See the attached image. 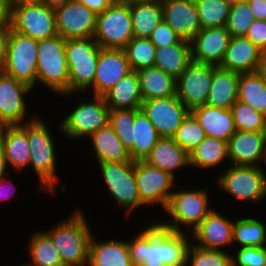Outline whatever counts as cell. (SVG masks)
Listing matches in <instances>:
<instances>
[{"label": "cell", "mask_w": 266, "mask_h": 266, "mask_svg": "<svg viewBox=\"0 0 266 266\" xmlns=\"http://www.w3.org/2000/svg\"><path fill=\"white\" fill-rule=\"evenodd\" d=\"M8 42V26L0 27V72H2L6 60Z\"/></svg>", "instance_id": "cell-51"}, {"label": "cell", "mask_w": 266, "mask_h": 266, "mask_svg": "<svg viewBox=\"0 0 266 266\" xmlns=\"http://www.w3.org/2000/svg\"><path fill=\"white\" fill-rule=\"evenodd\" d=\"M153 1H162V0H128V4H136V3H143V2H153Z\"/></svg>", "instance_id": "cell-58"}, {"label": "cell", "mask_w": 266, "mask_h": 266, "mask_svg": "<svg viewBox=\"0 0 266 266\" xmlns=\"http://www.w3.org/2000/svg\"><path fill=\"white\" fill-rule=\"evenodd\" d=\"M9 26L37 41L58 35L55 12L43 3L10 4Z\"/></svg>", "instance_id": "cell-11"}, {"label": "cell", "mask_w": 266, "mask_h": 266, "mask_svg": "<svg viewBox=\"0 0 266 266\" xmlns=\"http://www.w3.org/2000/svg\"><path fill=\"white\" fill-rule=\"evenodd\" d=\"M100 48L93 37L66 40L69 81L68 94H62V97L81 94L93 87Z\"/></svg>", "instance_id": "cell-6"}, {"label": "cell", "mask_w": 266, "mask_h": 266, "mask_svg": "<svg viewBox=\"0 0 266 266\" xmlns=\"http://www.w3.org/2000/svg\"><path fill=\"white\" fill-rule=\"evenodd\" d=\"M98 241L93 234L87 266H133L126 240Z\"/></svg>", "instance_id": "cell-28"}, {"label": "cell", "mask_w": 266, "mask_h": 266, "mask_svg": "<svg viewBox=\"0 0 266 266\" xmlns=\"http://www.w3.org/2000/svg\"><path fill=\"white\" fill-rule=\"evenodd\" d=\"M225 214H220L215 208L191 233L195 245L209 250L224 251V247L233 244V223ZM198 243V244H197ZM223 248V249H222Z\"/></svg>", "instance_id": "cell-20"}, {"label": "cell", "mask_w": 266, "mask_h": 266, "mask_svg": "<svg viewBox=\"0 0 266 266\" xmlns=\"http://www.w3.org/2000/svg\"><path fill=\"white\" fill-rule=\"evenodd\" d=\"M230 110L236 130L266 131V117L248 104L237 100Z\"/></svg>", "instance_id": "cell-41"}, {"label": "cell", "mask_w": 266, "mask_h": 266, "mask_svg": "<svg viewBox=\"0 0 266 266\" xmlns=\"http://www.w3.org/2000/svg\"><path fill=\"white\" fill-rule=\"evenodd\" d=\"M224 160H229L227 142L214 137L206 136L189 152V163L194 168H218L221 162L225 163Z\"/></svg>", "instance_id": "cell-34"}, {"label": "cell", "mask_w": 266, "mask_h": 266, "mask_svg": "<svg viewBox=\"0 0 266 266\" xmlns=\"http://www.w3.org/2000/svg\"><path fill=\"white\" fill-rule=\"evenodd\" d=\"M69 216L45 232L59 250L65 266H87L93 233L80 209Z\"/></svg>", "instance_id": "cell-2"}, {"label": "cell", "mask_w": 266, "mask_h": 266, "mask_svg": "<svg viewBox=\"0 0 266 266\" xmlns=\"http://www.w3.org/2000/svg\"><path fill=\"white\" fill-rule=\"evenodd\" d=\"M150 41L156 48H162L177 44L182 38L164 21H162L151 33Z\"/></svg>", "instance_id": "cell-47"}, {"label": "cell", "mask_w": 266, "mask_h": 266, "mask_svg": "<svg viewBox=\"0 0 266 266\" xmlns=\"http://www.w3.org/2000/svg\"><path fill=\"white\" fill-rule=\"evenodd\" d=\"M92 152L97 163L105 162H133L128 150L124 147L112 127L108 124L93 133L90 137Z\"/></svg>", "instance_id": "cell-31"}, {"label": "cell", "mask_w": 266, "mask_h": 266, "mask_svg": "<svg viewBox=\"0 0 266 266\" xmlns=\"http://www.w3.org/2000/svg\"><path fill=\"white\" fill-rule=\"evenodd\" d=\"M227 149L230 164L260 167L266 160V131L236 130Z\"/></svg>", "instance_id": "cell-18"}, {"label": "cell", "mask_w": 266, "mask_h": 266, "mask_svg": "<svg viewBox=\"0 0 266 266\" xmlns=\"http://www.w3.org/2000/svg\"><path fill=\"white\" fill-rule=\"evenodd\" d=\"M13 186L14 185L12 181L8 180L6 176L0 180V201H7V199L12 198V196L15 195L16 187ZM11 188H13L14 192L11 190Z\"/></svg>", "instance_id": "cell-52"}, {"label": "cell", "mask_w": 266, "mask_h": 266, "mask_svg": "<svg viewBox=\"0 0 266 266\" xmlns=\"http://www.w3.org/2000/svg\"><path fill=\"white\" fill-rule=\"evenodd\" d=\"M44 119L35 117L27 122V140L30 147L29 167L37 174L39 191L54 194L58 183L56 181V149L53 136Z\"/></svg>", "instance_id": "cell-3"}, {"label": "cell", "mask_w": 266, "mask_h": 266, "mask_svg": "<svg viewBox=\"0 0 266 266\" xmlns=\"http://www.w3.org/2000/svg\"><path fill=\"white\" fill-rule=\"evenodd\" d=\"M233 245L241 247H264L266 246V224L254 217L234 218Z\"/></svg>", "instance_id": "cell-38"}, {"label": "cell", "mask_w": 266, "mask_h": 266, "mask_svg": "<svg viewBox=\"0 0 266 266\" xmlns=\"http://www.w3.org/2000/svg\"><path fill=\"white\" fill-rule=\"evenodd\" d=\"M132 71L124 49L100 48L91 95L103 96Z\"/></svg>", "instance_id": "cell-19"}, {"label": "cell", "mask_w": 266, "mask_h": 266, "mask_svg": "<svg viewBox=\"0 0 266 266\" xmlns=\"http://www.w3.org/2000/svg\"><path fill=\"white\" fill-rule=\"evenodd\" d=\"M231 4L233 3H239V2H244V1H247V0H228Z\"/></svg>", "instance_id": "cell-60"}, {"label": "cell", "mask_w": 266, "mask_h": 266, "mask_svg": "<svg viewBox=\"0 0 266 266\" xmlns=\"http://www.w3.org/2000/svg\"><path fill=\"white\" fill-rule=\"evenodd\" d=\"M9 0H0V27L9 25Z\"/></svg>", "instance_id": "cell-53"}, {"label": "cell", "mask_w": 266, "mask_h": 266, "mask_svg": "<svg viewBox=\"0 0 266 266\" xmlns=\"http://www.w3.org/2000/svg\"><path fill=\"white\" fill-rule=\"evenodd\" d=\"M254 20L255 16L247 1L233 3L225 27L231 37L245 36Z\"/></svg>", "instance_id": "cell-42"}, {"label": "cell", "mask_w": 266, "mask_h": 266, "mask_svg": "<svg viewBox=\"0 0 266 266\" xmlns=\"http://www.w3.org/2000/svg\"><path fill=\"white\" fill-rule=\"evenodd\" d=\"M112 3H123L128 4V0H110Z\"/></svg>", "instance_id": "cell-59"}, {"label": "cell", "mask_w": 266, "mask_h": 266, "mask_svg": "<svg viewBox=\"0 0 266 266\" xmlns=\"http://www.w3.org/2000/svg\"><path fill=\"white\" fill-rule=\"evenodd\" d=\"M237 100L266 117V85L259 71L240 74Z\"/></svg>", "instance_id": "cell-37"}, {"label": "cell", "mask_w": 266, "mask_h": 266, "mask_svg": "<svg viewBox=\"0 0 266 266\" xmlns=\"http://www.w3.org/2000/svg\"><path fill=\"white\" fill-rule=\"evenodd\" d=\"M216 185L242 203L261 202L266 198V173L262 166L230 164L222 170Z\"/></svg>", "instance_id": "cell-8"}, {"label": "cell", "mask_w": 266, "mask_h": 266, "mask_svg": "<svg viewBox=\"0 0 266 266\" xmlns=\"http://www.w3.org/2000/svg\"><path fill=\"white\" fill-rule=\"evenodd\" d=\"M206 136L227 142L235 133L234 118L230 109L216 108L207 104L190 111Z\"/></svg>", "instance_id": "cell-26"}, {"label": "cell", "mask_w": 266, "mask_h": 266, "mask_svg": "<svg viewBox=\"0 0 266 266\" xmlns=\"http://www.w3.org/2000/svg\"><path fill=\"white\" fill-rule=\"evenodd\" d=\"M70 0H43V4L47 6L50 9H57L59 7H62L64 4L69 2Z\"/></svg>", "instance_id": "cell-54"}, {"label": "cell", "mask_w": 266, "mask_h": 266, "mask_svg": "<svg viewBox=\"0 0 266 266\" xmlns=\"http://www.w3.org/2000/svg\"><path fill=\"white\" fill-rule=\"evenodd\" d=\"M109 125L116 133L124 147L130 150V133H131V110H110Z\"/></svg>", "instance_id": "cell-45"}, {"label": "cell", "mask_w": 266, "mask_h": 266, "mask_svg": "<svg viewBox=\"0 0 266 266\" xmlns=\"http://www.w3.org/2000/svg\"><path fill=\"white\" fill-rule=\"evenodd\" d=\"M0 145L4 151L7 167L21 173L29 167L30 147L27 140V122L22 125H5L0 135Z\"/></svg>", "instance_id": "cell-24"}, {"label": "cell", "mask_w": 266, "mask_h": 266, "mask_svg": "<svg viewBox=\"0 0 266 266\" xmlns=\"http://www.w3.org/2000/svg\"><path fill=\"white\" fill-rule=\"evenodd\" d=\"M103 97L110 110L141 109L143 98L136 71L121 78Z\"/></svg>", "instance_id": "cell-29"}, {"label": "cell", "mask_w": 266, "mask_h": 266, "mask_svg": "<svg viewBox=\"0 0 266 266\" xmlns=\"http://www.w3.org/2000/svg\"><path fill=\"white\" fill-rule=\"evenodd\" d=\"M133 37L149 38L152 31L163 21L161 1L130 5Z\"/></svg>", "instance_id": "cell-35"}, {"label": "cell", "mask_w": 266, "mask_h": 266, "mask_svg": "<svg viewBox=\"0 0 266 266\" xmlns=\"http://www.w3.org/2000/svg\"><path fill=\"white\" fill-rule=\"evenodd\" d=\"M206 138L204 129L196 118L189 113L178 127L173 139L188 153Z\"/></svg>", "instance_id": "cell-44"}, {"label": "cell", "mask_w": 266, "mask_h": 266, "mask_svg": "<svg viewBox=\"0 0 266 266\" xmlns=\"http://www.w3.org/2000/svg\"><path fill=\"white\" fill-rule=\"evenodd\" d=\"M65 47L66 40L59 35L40 40L37 45L36 85L59 95L68 94L69 68Z\"/></svg>", "instance_id": "cell-5"}, {"label": "cell", "mask_w": 266, "mask_h": 266, "mask_svg": "<svg viewBox=\"0 0 266 266\" xmlns=\"http://www.w3.org/2000/svg\"><path fill=\"white\" fill-rule=\"evenodd\" d=\"M215 67L192 61L176 79V96L190 111L206 104Z\"/></svg>", "instance_id": "cell-14"}, {"label": "cell", "mask_w": 266, "mask_h": 266, "mask_svg": "<svg viewBox=\"0 0 266 266\" xmlns=\"http://www.w3.org/2000/svg\"><path fill=\"white\" fill-rule=\"evenodd\" d=\"M239 78L240 73L216 66L206 104L216 108L231 109L238 98Z\"/></svg>", "instance_id": "cell-30"}, {"label": "cell", "mask_w": 266, "mask_h": 266, "mask_svg": "<svg viewBox=\"0 0 266 266\" xmlns=\"http://www.w3.org/2000/svg\"><path fill=\"white\" fill-rule=\"evenodd\" d=\"M42 2L43 0H9V4H32Z\"/></svg>", "instance_id": "cell-56"}, {"label": "cell", "mask_w": 266, "mask_h": 266, "mask_svg": "<svg viewBox=\"0 0 266 266\" xmlns=\"http://www.w3.org/2000/svg\"><path fill=\"white\" fill-rule=\"evenodd\" d=\"M258 71L261 74V76L263 77L265 85H266V57L264 58L262 65L260 66Z\"/></svg>", "instance_id": "cell-57"}, {"label": "cell", "mask_w": 266, "mask_h": 266, "mask_svg": "<svg viewBox=\"0 0 266 266\" xmlns=\"http://www.w3.org/2000/svg\"><path fill=\"white\" fill-rule=\"evenodd\" d=\"M91 101L79 98L75 109L59 123V130L64 133L65 137L73 140L78 138L84 139L90 137L99 129L106 127L109 124L110 109L106 105L103 96L93 95Z\"/></svg>", "instance_id": "cell-7"}, {"label": "cell", "mask_w": 266, "mask_h": 266, "mask_svg": "<svg viewBox=\"0 0 266 266\" xmlns=\"http://www.w3.org/2000/svg\"><path fill=\"white\" fill-rule=\"evenodd\" d=\"M230 38L225 26L201 29L190 40L192 61L219 66Z\"/></svg>", "instance_id": "cell-21"}, {"label": "cell", "mask_w": 266, "mask_h": 266, "mask_svg": "<svg viewBox=\"0 0 266 266\" xmlns=\"http://www.w3.org/2000/svg\"><path fill=\"white\" fill-rule=\"evenodd\" d=\"M201 28L226 25L231 3L227 0H195Z\"/></svg>", "instance_id": "cell-39"}, {"label": "cell", "mask_w": 266, "mask_h": 266, "mask_svg": "<svg viewBox=\"0 0 266 266\" xmlns=\"http://www.w3.org/2000/svg\"><path fill=\"white\" fill-rule=\"evenodd\" d=\"M266 54L245 36L231 37L219 67L237 73L257 72Z\"/></svg>", "instance_id": "cell-22"}, {"label": "cell", "mask_w": 266, "mask_h": 266, "mask_svg": "<svg viewBox=\"0 0 266 266\" xmlns=\"http://www.w3.org/2000/svg\"><path fill=\"white\" fill-rule=\"evenodd\" d=\"M144 161L174 178L177 170L190 166L189 153L181 148L173 137H160Z\"/></svg>", "instance_id": "cell-27"}, {"label": "cell", "mask_w": 266, "mask_h": 266, "mask_svg": "<svg viewBox=\"0 0 266 266\" xmlns=\"http://www.w3.org/2000/svg\"><path fill=\"white\" fill-rule=\"evenodd\" d=\"M253 44L266 54V21L254 20L245 35Z\"/></svg>", "instance_id": "cell-48"}, {"label": "cell", "mask_w": 266, "mask_h": 266, "mask_svg": "<svg viewBox=\"0 0 266 266\" xmlns=\"http://www.w3.org/2000/svg\"><path fill=\"white\" fill-rule=\"evenodd\" d=\"M141 110L160 137H173L190 110L177 96L143 100Z\"/></svg>", "instance_id": "cell-17"}, {"label": "cell", "mask_w": 266, "mask_h": 266, "mask_svg": "<svg viewBox=\"0 0 266 266\" xmlns=\"http://www.w3.org/2000/svg\"><path fill=\"white\" fill-rule=\"evenodd\" d=\"M85 5L87 8L95 12L96 14L105 11L112 2L110 0H75Z\"/></svg>", "instance_id": "cell-49"}, {"label": "cell", "mask_w": 266, "mask_h": 266, "mask_svg": "<svg viewBox=\"0 0 266 266\" xmlns=\"http://www.w3.org/2000/svg\"><path fill=\"white\" fill-rule=\"evenodd\" d=\"M156 220L127 242L133 266H186L188 233L163 228Z\"/></svg>", "instance_id": "cell-1"}, {"label": "cell", "mask_w": 266, "mask_h": 266, "mask_svg": "<svg viewBox=\"0 0 266 266\" xmlns=\"http://www.w3.org/2000/svg\"><path fill=\"white\" fill-rule=\"evenodd\" d=\"M237 251L235 255L231 254V266H263L266 264V246L239 247Z\"/></svg>", "instance_id": "cell-46"}, {"label": "cell", "mask_w": 266, "mask_h": 266, "mask_svg": "<svg viewBox=\"0 0 266 266\" xmlns=\"http://www.w3.org/2000/svg\"><path fill=\"white\" fill-rule=\"evenodd\" d=\"M143 100L176 96V79L157 67L136 71Z\"/></svg>", "instance_id": "cell-32"}, {"label": "cell", "mask_w": 266, "mask_h": 266, "mask_svg": "<svg viewBox=\"0 0 266 266\" xmlns=\"http://www.w3.org/2000/svg\"><path fill=\"white\" fill-rule=\"evenodd\" d=\"M196 188L197 186L194 188L195 190H188L187 188L183 191L175 190L170 195L168 204L164 209V212L169 214V218L165 221H156L168 230L184 233L193 232L213 210L210 207L207 189ZM181 226L185 227L182 228ZM184 228L189 230L186 232Z\"/></svg>", "instance_id": "cell-4"}, {"label": "cell", "mask_w": 266, "mask_h": 266, "mask_svg": "<svg viewBox=\"0 0 266 266\" xmlns=\"http://www.w3.org/2000/svg\"><path fill=\"white\" fill-rule=\"evenodd\" d=\"M93 38L101 48L124 49L133 38L130 5L112 3L97 14Z\"/></svg>", "instance_id": "cell-12"}, {"label": "cell", "mask_w": 266, "mask_h": 266, "mask_svg": "<svg viewBox=\"0 0 266 266\" xmlns=\"http://www.w3.org/2000/svg\"><path fill=\"white\" fill-rule=\"evenodd\" d=\"M2 127H3V126H2V125H0V135H1V132H2Z\"/></svg>", "instance_id": "cell-61"}, {"label": "cell", "mask_w": 266, "mask_h": 266, "mask_svg": "<svg viewBox=\"0 0 266 266\" xmlns=\"http://www.w3.org/2000/svg\"><path fill=\"white\" fill-rule=\"evenodd\" d=\"M98 165L109 194L121 210L124 209L123 211L129 215L134 210L144 207L140 203L135 161L105 162Z\"/></svg>", "instance_id": "cell-9"}, {"label": "cell", "mask_w": 266, "mask_h": 266, "mask_svg": "<svg viewBox=\"0 0 266 266\" xmlns=\"http://www.w3.org/2000/svg\"><path fill=\"white\" fill-rule=\"evenodd\" d=\"M31 91L29 85L0 72V125H22L36 117H26L29 111L24 96Z\"/></svg>", "instance_id": "cell-15"}, {"label": "cell", "mask_w": 266, "mask_h": 266, "mask_svg": "<svg viewBox=\"0 0 266 266\" xmlns=\"http://www.w3.org/2000/svg\"><path fill=\"white\" fill-rule=\"evenodd\" d=\"M124 51L132 70L154 67L156 47L149 38L133 37Z\"/></svg>", "instance_id": "cell-40"}, {"label": "cell", "mask_w": 266, "mask_h": 266, "mask_svg": "<svg viewBox=\"0 0 266 266\" xmlns=\"http://www.w3.org/2000/svg\"><path fill=\"white\" fill-rule=\"evenodd\" d=\"M38 41L13 31L8 25L6 60L2 70L31 88L36 87Z\"/></svg>", "instance_id": "cell-10"}, {"label": "cell", "mask_w": 266, "mask_h": 266, "mask_svg": "<svg viewBox=\"0 0 266 266\" xmlns=\"http://www.w3.org/2000/svg\"><path fill=\"white\" fill-rule=\"evenodd\" d=\"M255 20L266 21V0H247Z\"/></svg>", "instance_id": "cell-50"}, {"label": "cell", "mask_w": 266, "mask_h": 266, "mask_svg": "<svg viewBox=\"0 0 266 266\" xmlns=\"http://www.w3.org/2000/svg\"><path fill=\"white\" fill-rule=\"evenodd\" d=\"M163 21L182 39L190 41L202 28L194 1L162 0Z\"/></svg>", "instance_id": "cell-23"}, {"label": "cell", "mask_w": 266, "mask_h": 266, "mask_svg": "<svg viewBox=\"0 0 266 266\" xmlns=\"http://www.w3.org/2000/svg\"><path fill=\"white\" fill-rule=\"evenodd\" d=\"M194 243L189 246L186 266H231V254L228 252L203 249Z\"/></svg>", "instance_id": "cell-43"}, {"label": "cell", "mask_w": 266, "mask_h": 266, "mask_svg": "<svg viewBox=\"0 0 266 266\" xmlns=\"http://www.w3.org/2000/svg\"><path fill=\"white\" fill-rule=\"evenodd\" d=\"M28 248L31 260L23 266H65L56 245L42 229L31 235Z\"/></svg>", "instance_id": "cell-36"}, {"label": "cell", "mask_w": 266, "mask_h": 266, "mask_svg": "<svg viewBox=\"0 0 266 266\" xmlns=\"http://www.w3.org/2000/svg\"><path fill=\"white\" fill-rule=\"evenodd\" d=\"M54 12L58 35L65 40L94 36L97 14L85 5L70 0Z\"/></svg>", "instance_id": "cell-16"}, {"label": "cell", "mask_w": 266, "mask_h": 266, "mask_svg": "<svg viewBox=\"0 0 266 266\" xmlns=\"http://www.w3.org/2000/svg\"><path fill=\"white\" fill-rule=\"evenodd\" d=\"M160 136L141 109L131 110L130 150L132 161L145 160Z\"/></svg>", "instance_id": "cell-25"}, {"label": "cell", "mask_w": 266, "mask_h": 266, "mask_svg": "<svg viewBox=\"0 0 266 266\" xmlns=\"http://www.w3.org/2000/svg\"><path fill=\"white\" fill-rule=\"evenodd\" d=\"M135 177L140 203L147 209L151 205H160L161 210H164L173 193L176 179L144 160L135 161Z\"/></svg>", "instance_id": "cell-13"}, {"label": "cell", "mask_w": 266, "mask_h": 266, "mask_svg": "<svg viewBox=\"0 0 266 266\" xmlns=\"http://www.w3.org/2000/svg\"><path fill=\"white\" fill-rule=\"evenodd\" d=\"M7 164L6 159L4 155V151L2 149V146L0 145V180L3 179L6 175L7 171Z\"/></svg>", "instance_id": "cell-55"}, {"label": "cell", "mask_w": 266, "mask_h": 266, "mask_svg": "<svg viewBox=\"0 0 266 266\" xmlns=\"http://www.w3.org/2000/svg\"><path fill=\"white\" fill-rule=\"evenodd\" d=\"M192 62L191 43L181 39L177 44L156 48L154 66L177 79Z\"/></svg>", "instance_id": "cell-33"}]
</instances>
